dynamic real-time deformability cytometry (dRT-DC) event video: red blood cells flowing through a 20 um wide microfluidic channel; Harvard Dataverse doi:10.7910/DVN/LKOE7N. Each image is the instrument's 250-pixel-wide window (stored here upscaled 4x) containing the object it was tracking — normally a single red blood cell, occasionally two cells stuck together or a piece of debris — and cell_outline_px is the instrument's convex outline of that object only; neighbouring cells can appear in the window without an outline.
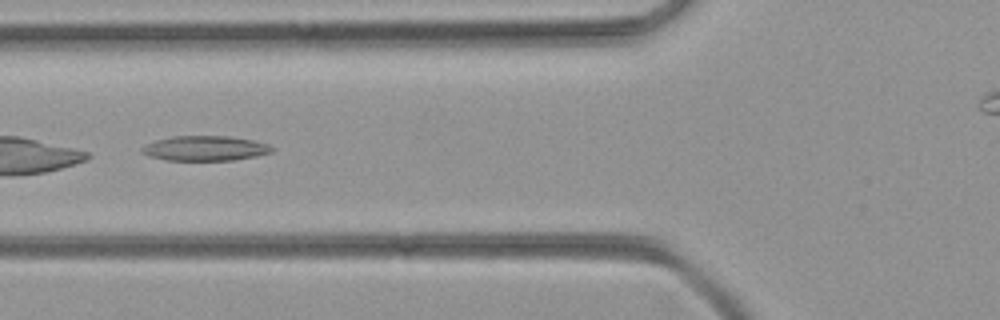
{"species": "common noctule bat (a hibernating species)", "species_latin": "Nyctalus noctula", "temperature_condition": "room temperature", "stored_images_in_passage": 32, "camera_frame_rate_fps": 3000, "um_per_image_px": 0.085, "animal": {"sex": "female", "body_mass_g": 21.9}, "frame": {"image": 1, "passage_image": 4, "time_ms": 1.0, "image_size_px": [1000, 320], "cell_outline_px": [[272, 152], [256, 156], [232, 160], [168, 160], [148, 156], [140, 152], [140, 148], [156, 140], [172, 136], [228, 136], [252, 140], [268, 144], [272, 148]], "centroid_in_image_um": [17.4, 12.6], "position_along_channel_um": 108.4, "area_um2": 18.73}}
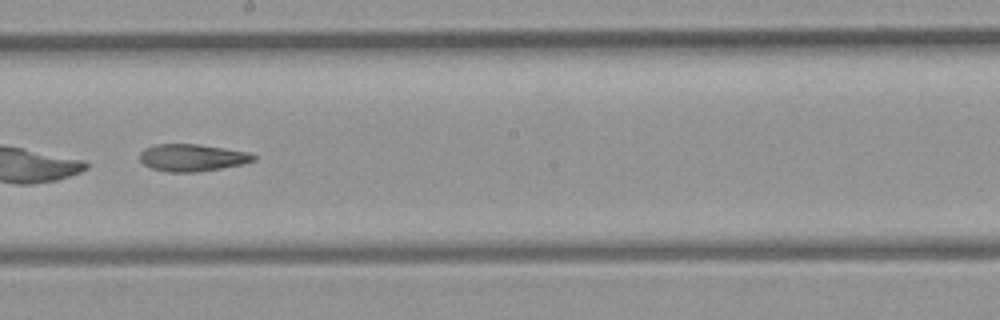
{"frame": {"image": 2, "passage_image": 13, "time_ms": 4.0, "image_size_px": [1000, 320], "cell_outline_px": [[256, 160], [240, 164], [220, 168], [196, 172], [168, 172], [152, 168], [144, 164], [140, 160], [140, 152], [144, 148], [156, 144], [200, 144], [248, 152], [256, 156]], "centroid_in_image_um": [16.31, 13.39], "position_along_channel_um": 231.9, "area_um2": 17.92}}
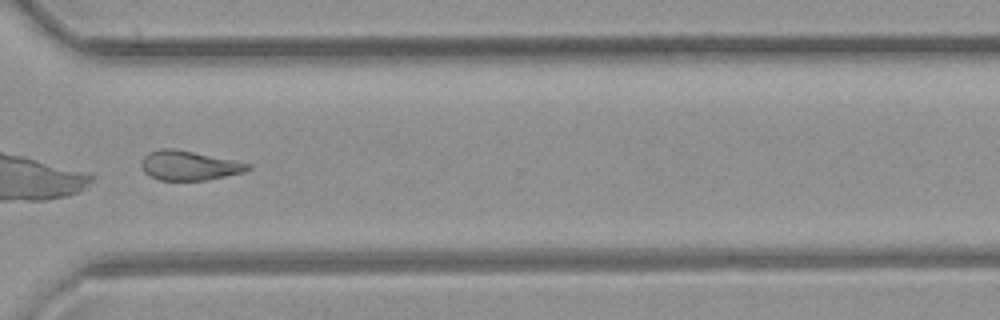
{"frame": {"image": 3, "passage_image": 22, "time_ms": 7.0, "image_size_px": [1000, 320], "cell_outline_px": [[252, 168], [244, 172], [208, 180], [160, 180], [148, 176], [144, 172], [140, 164], [140, 160], [148, 152], [160, 148], [176, 148], [236, 160], [252, 164]], "centroid_in_image_um": [16.07, 14.05], "position_along_channel_um": 354.5, "area_um2": 18.73}}